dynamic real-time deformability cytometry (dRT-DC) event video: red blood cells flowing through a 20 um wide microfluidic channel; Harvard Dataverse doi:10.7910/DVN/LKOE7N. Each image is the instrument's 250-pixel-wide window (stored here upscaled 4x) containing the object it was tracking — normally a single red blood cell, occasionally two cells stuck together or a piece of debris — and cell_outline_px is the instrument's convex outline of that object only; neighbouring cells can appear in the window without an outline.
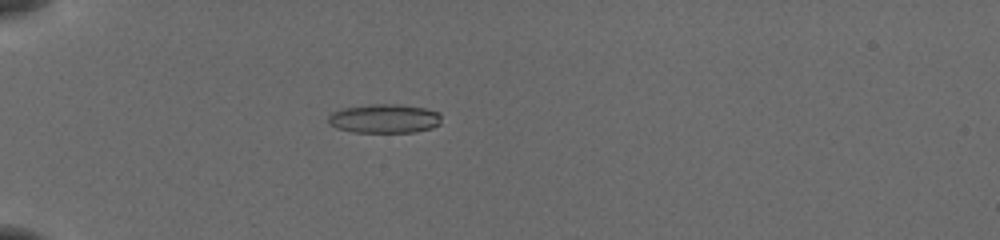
{"species": "common noctule bat (a hibernating species)", "species_latin": "Nyctalus noctula", "temperature_condition": "cold", "stored_images_in_passage": 56, "camera_frame_rate_fps": 3000, "um_per_image_px": 0.085, "animal": {"sex": "female", "body_mass_g": 19.5, "forearm_length_mm": 54.1}, "frame": {"image": 1, "passage_image": 19, "time_ms": 6.0, "image_size_px": [1000, 240], "cell_outline_px": [[440, 124], [432, 128], [416, 132], [352, 132], [336, 128], [328, 124], [328, 116], [332, 112], [344, 108], [372, 104], [400, 104], [424, 108], [440, 112]], "centroid_in_image_um": [32.67, 10.08], "position_along_channel_um": 52.3, "area_um2": 19.25}}
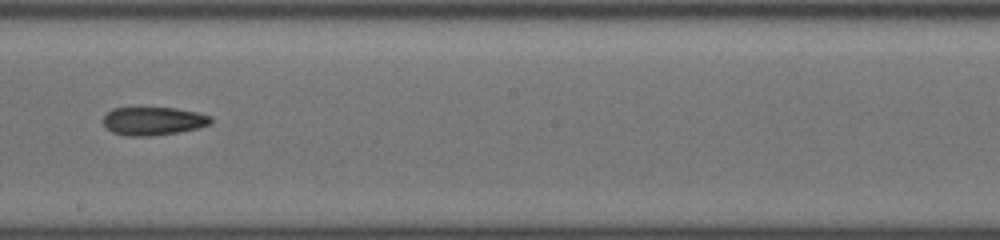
{"frame": {"image": 2, "passage_image": 35, "time_ms": 11.333, "image_size_px": [1000, 240], "cell_outline_px": [[212, 124], [196, 128], [176, 132], [152, 136], [128, 136], [112, 132], [104, 124], [104, 116], [112, 108], [176, 108], [200, 112], [212, 116]], "centroid_in_image_um": [13.07, 10.28], "position_along_channel_um": 235.1, "area_um2": 17.69}}
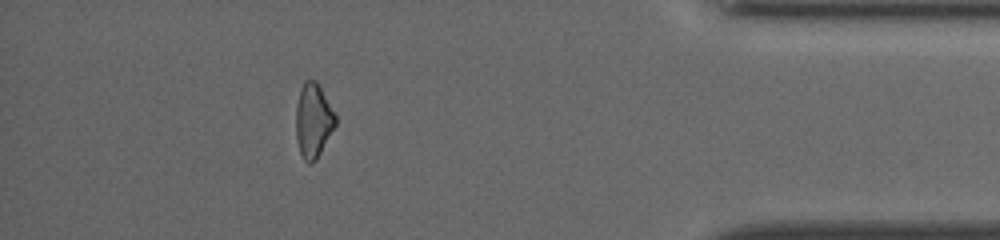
{"frame": {"image": 3, "passage_image": 51, "time_ms": 16.667, "image_size_px": [1000, 240], "cell_outline_px": [[336, 124], [316, 160], [312, 164], [308, 164], [304, 160], [300, 152], [296, 140], [296, 104], [300, 88], [304, 80], [316, 80], [336, 116]], "centroid_in_image_um": [26.6, 10.25], "position_along_channel_um": 408.6, "area_um2": 17.05}, "authors_computed_cell_mechanics": {"area_um2": 18.4671, "velocity_mm_per_s": 3.9093, "shape_relaxation_time_tau1_ms": null, "shape_relaxation_time_tau2_ms": 5.2843, "deformation_change_tau1": null, "deformation_change_tau2": 0.1398}}